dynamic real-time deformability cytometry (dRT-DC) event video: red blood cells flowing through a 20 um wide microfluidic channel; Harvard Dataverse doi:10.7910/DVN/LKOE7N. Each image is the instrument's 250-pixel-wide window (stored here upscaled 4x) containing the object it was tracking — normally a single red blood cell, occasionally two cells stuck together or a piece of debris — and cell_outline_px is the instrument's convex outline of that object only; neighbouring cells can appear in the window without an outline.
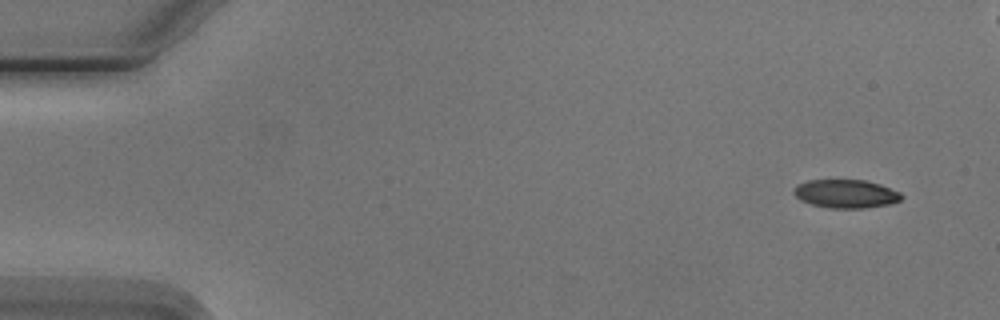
{"species": "Egyptian fruit bat (a non-hibernating species)", "species_latin": "Rousettus aegyptiacus", "temperature_condition": "cold", "stored_images_in_passage": 5, "camera_frame_rate_fps": 3000, "um_per_image_px": 0.085, "animal": {"sex": "male"}, "frame": {"image": 1, "passage_image": 1, "time_ms": 0.0, "image_size_px": [1000, 320], "cell_outline_px": [[904, 196], [900, 200], [888, 204], [864, 208], [832, 208], [812, 204], [800, 200], [792, 192], [796, 184], [808, 180], [864, 180], [880, 184], [900, 192]], "centroid_in_image_um": [71.88, 16.46], "position_along_channel_um": 13.1, "area_um2": 17.8}}